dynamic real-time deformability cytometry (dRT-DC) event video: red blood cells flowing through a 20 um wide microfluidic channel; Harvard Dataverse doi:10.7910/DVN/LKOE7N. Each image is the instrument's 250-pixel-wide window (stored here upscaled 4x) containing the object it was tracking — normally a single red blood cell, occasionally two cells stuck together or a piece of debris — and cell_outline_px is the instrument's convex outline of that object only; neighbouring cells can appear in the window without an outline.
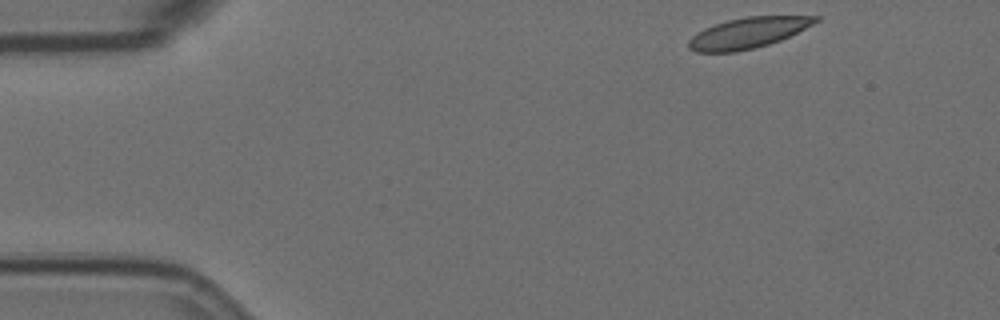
{"species": "Egyptian fruit bat (a non-hibernating species)", "species_latin": "Rousettus aegyptiacus", "temperature_condition": "room temperature", "stored_images_in_passage": 52, "camera_frame_rate_fps": 3000, "um_per_image_px": 0.085, "animal": {"sex": "female"}, "frame": {"image": 1, "passage_image": 1, "time_ms": 0.0, "image_size_px": [1000, 320], "cell_outline_px": [[820, 20], [780, 40], [768, 44], [736, 52], [696, 52], [688, 48], [688, 40], [696, 32], [704, 28], [728, 20], [748, 16], [820, 16]], "centroid_in_image_um": [63.53, 2.79], "position_along_channel_um": 21.5, "area_um2": 22.43}}
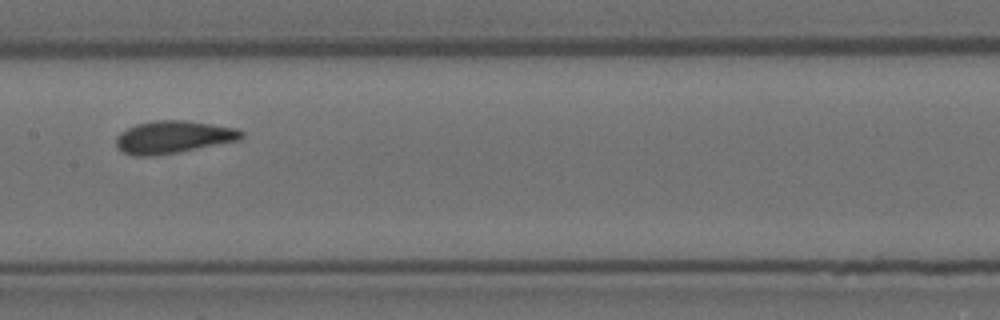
{"frame": {"image": 2, "passage_image": 23, "time_ms": 7.333, "image_size_px": [1000, 320], "cell_outline_px": [[244, 136], [240, 140], [180, 152], [152, 156], [132, 156], [120, 152], [116, 148], [116, 136], [120, 132], [136, 124], [156, 120], [184, 120], [212, 124], [236, 128], [244, 132]], "centroid_in_image_um": [14.7, 11.66], "position_along_channel_um": 192.7, "area_um2": 24.04}}
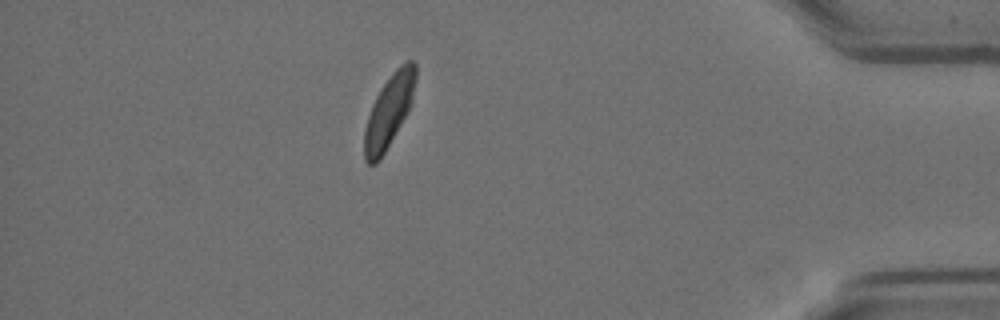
{"frame": {"image": 3, "passage_image": 45, "time_ms": 14.667, "image_size_px": [1000, 320], "cell_outline_px": [[416, 80], [412, 104], [408, 112], [380, 160], [376, 164], [368, 164], [364, 160], [364, 128], [372, 104], [380, 88], [392, 72], [400, 64], [408, 60], [412, 60], [416, 64]], "centroid_in_image_um": [33.07, 9.43], "position_along_channel_um": 402.1, "area_um2": 21.91}, "authors_computed_cell_mechanics": {"area_um2": 23.1778, "velocity_mm_per_s": 3.4696, "shape_relaxation_time_tau1_ms": null, "shape_relaxation_time_tau2_ms": 0.8428, "deformation_change_tau1": null, "deformation_change_tau2": 0.0499}}